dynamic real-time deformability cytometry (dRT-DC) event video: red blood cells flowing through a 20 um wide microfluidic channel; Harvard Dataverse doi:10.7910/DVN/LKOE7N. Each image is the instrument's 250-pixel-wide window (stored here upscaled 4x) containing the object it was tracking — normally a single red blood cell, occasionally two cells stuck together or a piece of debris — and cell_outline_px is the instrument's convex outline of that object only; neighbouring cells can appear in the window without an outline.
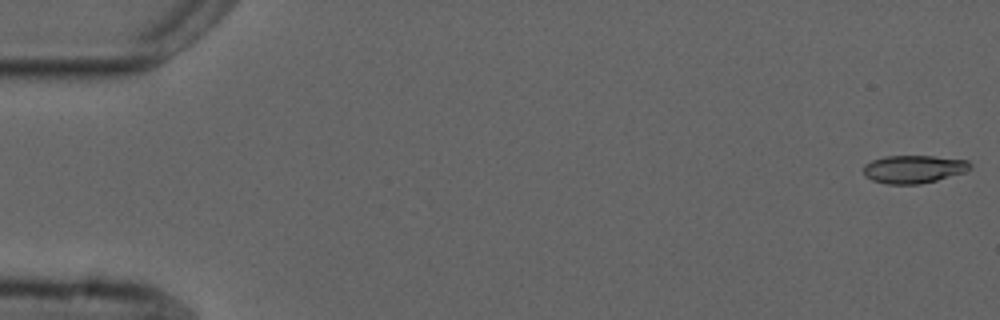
{"species": "common noctule bat (a hibernating species)", "species_latin": "Nyctalus noctula", "temperature_condition": "cold", "stored_images_in_passage": 28, "camera_frame_rate_fps": 3000, "um_per_image_px": 0.085, "animal": {"sex": "male", "forearm_length_mm": 52.5}, "frame": {"image": 1, "passage_image": 1, "time_ms": 0.0, "image_size_px": [1000, 320], "cell_outline_px": [[972, 168], [964, 172], [936, 180], [920, 184], [888, 184], [872, 180], [864, 176], [864, 164], [872, 160], [884, 156], [932, 156], [968, 160], [972, 164]], "centroid_in_image_um": [77.66, 14.37], "position_along_channel_um": 7.3, "area_um2": 17.4}}
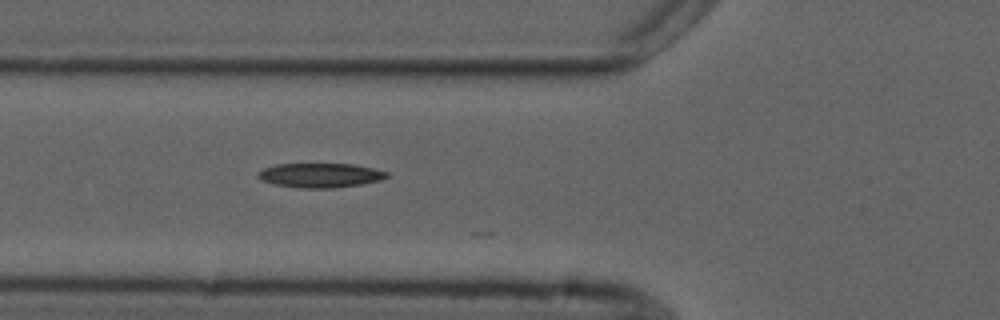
{"frame": {"image": 2, "passage_image": 20, "time_ms": 6.333, "image_size_px": [1000, 320], "cell_outline_px": [[392, 176], [380, 180], [360, 184], [332, 188], [300, 188], [272, 184], [260, 180], [256, 172], [264, 168], [276, 164], [352, 164], [372, 168], [388, 172]], "centroid_in_image_um": [27.2, 14.9], "position_along_channel_um": 98.6, "area_um2": 18.38}}
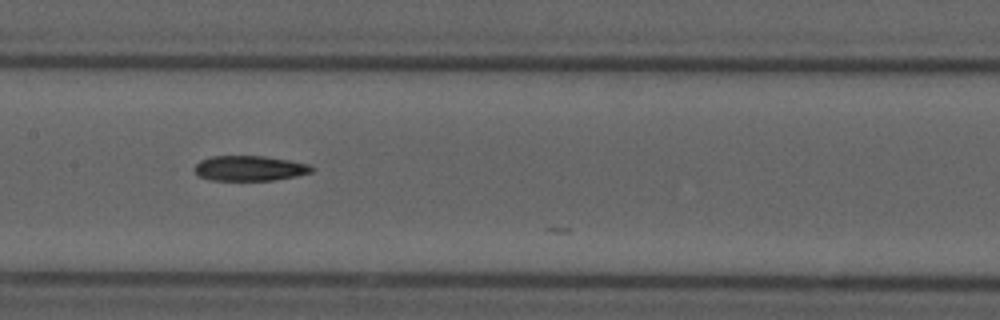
{"frame": {"image": 3, "passage_image": 27, "time_ms": 8.667, "image_size_px": [1000, 320], "cell_outline_px": [[316, 168], [312, 172], [296, 176], [272, 180], [208, 180], [196, 176], [192, 168], [200, 160], [212, 156], [264, 156], [288, 160], [308, 164]], "centroid_in_image_um": [21.16, 14.31], "position_along_channel_um": 186.2, "area_um2": 17.34}}